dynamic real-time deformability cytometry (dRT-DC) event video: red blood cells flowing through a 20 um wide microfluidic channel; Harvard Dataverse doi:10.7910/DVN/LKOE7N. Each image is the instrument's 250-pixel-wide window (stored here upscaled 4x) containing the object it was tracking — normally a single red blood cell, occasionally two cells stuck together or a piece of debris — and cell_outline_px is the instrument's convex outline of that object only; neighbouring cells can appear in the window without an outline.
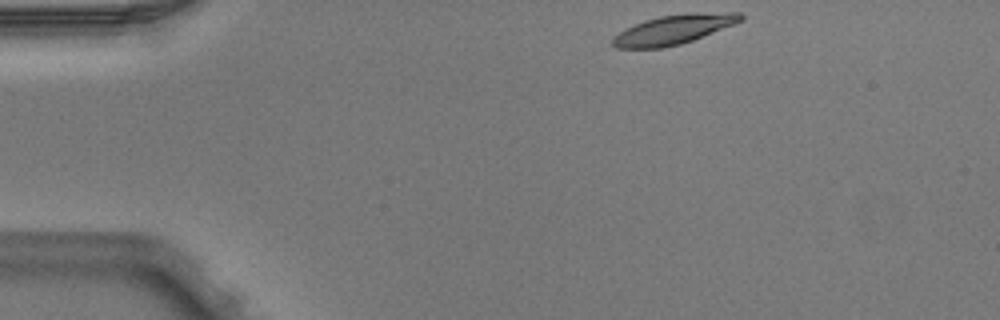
{"species": "Egyptian fruit bat (a non-hibernating species)", "species_latin": "Rousettus aegyptiacus", "temperature_condition": "warm", "stored_images_in_passage": 3, "camera_frame_rate_fps": 3000, "um_per_image_px": 0.085, "animal": {"sex": "male"}, "frame": {"image": 1, "passage_image": 1, "time_ms": 0.0, "image_size_px": [1000, 320], "cell_outline_px": [[744, 20], [692, 40], [680, 44], [660, 48], [616, 48], [612, 44], [612, 36], [624, 28], [644, 20], [660, 16], [688, 12], [740, 12], [744, 16]], "centroid_in_image_um": [57.24, 2.49], "position_along_channel_um": 27.8, "area_um2": 22.08}}
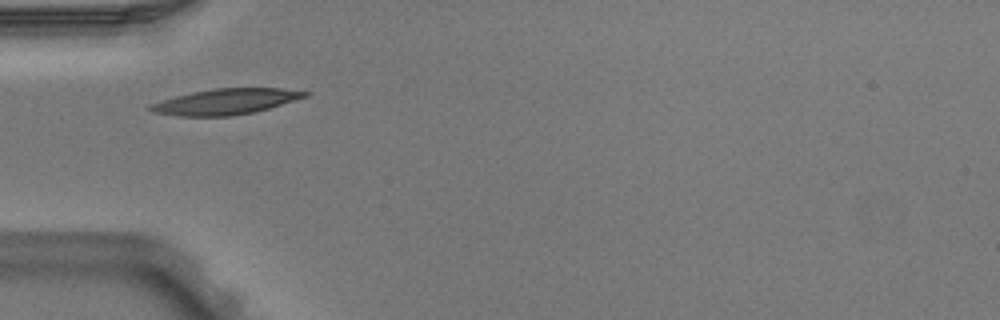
{"frame": {"image": 2, "passage_image": 3, "time_ms": 0.667, "image_size_px": [1000, 320], "cell_outline_px": [[312, 92], [308, 96], [268, 108], [252, 112], [228, 116], [180, 116], [152, 112], [148, 108], [148, 104], [176, 96], [192, 92], [212, 88], [280, 88]], "centroid_in_image_um": [19.16, 8.63], "position_along_channel_um": 65.8, "area_um2": 23.0}}